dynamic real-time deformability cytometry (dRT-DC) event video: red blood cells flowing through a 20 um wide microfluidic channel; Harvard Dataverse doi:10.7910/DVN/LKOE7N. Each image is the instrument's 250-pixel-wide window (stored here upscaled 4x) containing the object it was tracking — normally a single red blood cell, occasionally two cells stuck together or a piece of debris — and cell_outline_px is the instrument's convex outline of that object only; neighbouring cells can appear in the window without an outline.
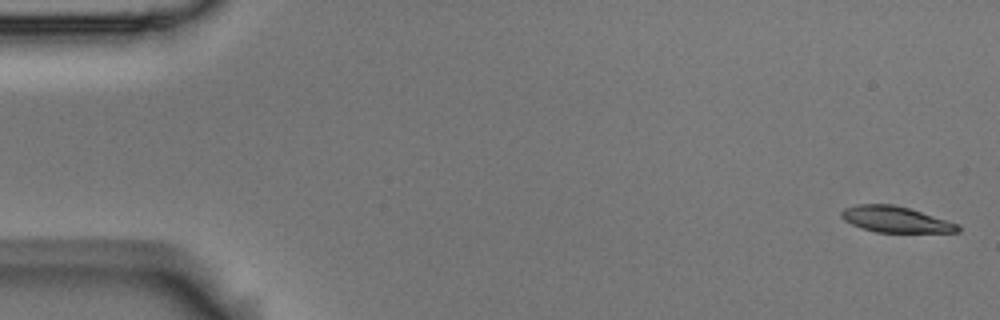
{"species": "Egyptian fruit bat (a non-hibernating species)", "species_latin": "Rousettus aegyptiacus", "temperature_condition": "room temperature", "stored_images_in_passage": 6, "camera_frame_rate_fps": 3000, "um_per_image_px": 0.085, "animal": {"sex": "male"}, "frame": {"image": 1, "passage_image": 1, "time_ms": 0.0, "image_size_px": [1000, 320], "cell_outline_px": [[960, 232], [876, 232], [860, 228], [844, 220], [840, 216], [840, 212], [844, 208], [856, 204], [892, 204], [908, 208], [960, 224]], "centroid_in_image_um": [76.1, 18.65], "position_along_channel_um": 8.9, "area_um2": 17.63}}
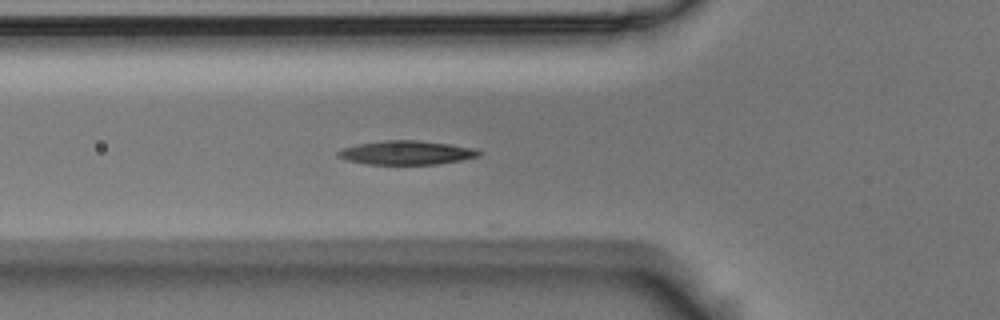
{"frame": {"image": 2, "passage_image": 6, "time_ms": 1.667, "image_size_px": [1000, 320], "cell_outline_px": [[484, 152], [480, 156], [460, 160], [436, 164], [364, 164], [348, 160], [336, 156], [336, 152], [344, 148], [356, 144], [384, 140], [416, 140], [448, 144], [472, 148]], "centroid_in_image_um": [34.53, 12.97], "position_along_channel_um": 91.3, "area_um2": 19.54}}